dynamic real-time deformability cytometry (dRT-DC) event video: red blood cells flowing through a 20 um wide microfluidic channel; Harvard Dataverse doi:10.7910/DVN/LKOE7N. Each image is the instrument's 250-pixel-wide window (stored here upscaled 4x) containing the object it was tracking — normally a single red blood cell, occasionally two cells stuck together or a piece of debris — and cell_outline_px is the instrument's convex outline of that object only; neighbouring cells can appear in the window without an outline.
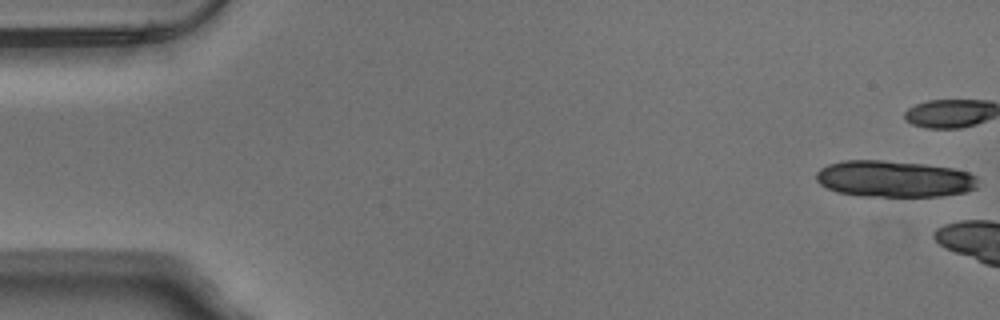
{"species": "Egyptian fruit bat (a non-hibernating species)", "species_latin": "Rousettus aegyptiacus", "temperature_condition": "warm", "stored_images_in_passage": 5, "camera_frame_rate_fps": 3000, "um_per_image_px": 0.085, "animal": {"sex": "male"}, "frame": {"image": 1, "passage_image": 1, "time_ms": 0.0, "image_size_px": [1000, 320], "cell_outline_px": [[976, 188], [968, 192], [940, 196], [860, 196], [836, 192], [820, 184], [816, 180], [816, 172], [820, 168], [828, 164], [840, 160], [884, 160], [924, 164], [952, 168], [968, 172], [976, 176]], "centroid_in_image_um": [75.97, 15.2], "position_along_channel_um": 9.0, "area_um2": 34.62}}